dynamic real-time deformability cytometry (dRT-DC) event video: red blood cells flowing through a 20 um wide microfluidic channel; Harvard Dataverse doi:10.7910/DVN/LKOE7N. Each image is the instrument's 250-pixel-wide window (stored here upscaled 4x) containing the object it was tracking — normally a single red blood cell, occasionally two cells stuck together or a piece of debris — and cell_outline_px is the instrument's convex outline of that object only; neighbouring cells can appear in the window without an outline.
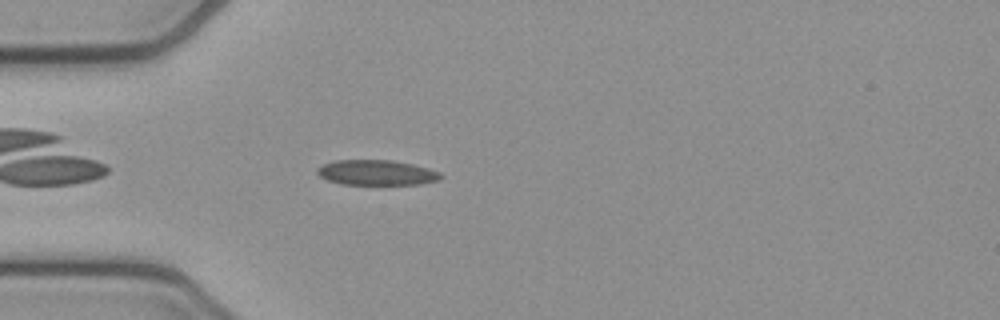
{"species": "common noctule bat (a hibernating species)", "species_latin": "Nyctalus noctula", "temperature_condition": "cold", "stored_images_in_passage": 42, "camera_frame_rate_fps": 3000, "um_per_image_px": 0.085, "animal": {"sex": "female", "body_mass_g": 21.9}, "frame": {"image": 1, "passage_image": 4, "time_ms": 1.0, "image_size_px": [1000, 320], "cell_outline_px": [[444, 176], [440, 180], [420, 184], [340, 184], [328, 180], [320, 176], [316, 172], [316, 168], [324, 164], [336, 160], [392, 160], [412, 164], [428, 168], [440, 172]], "centroid_in_image_um": [32.03, 14.67], "position_along_channel_um": 53.0, "area_um2": 18.15}}
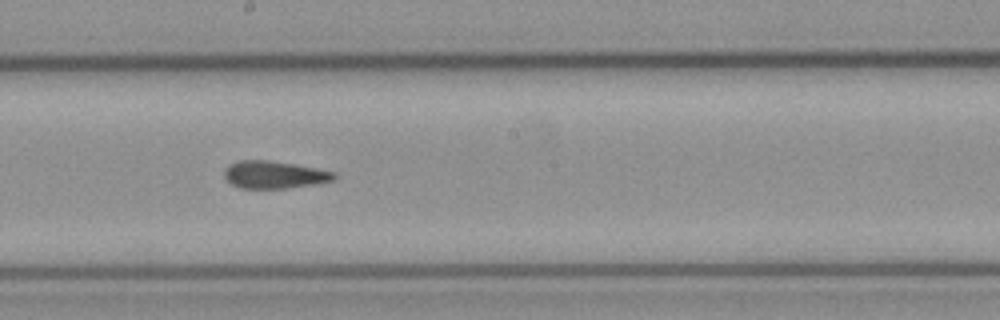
{"frame": {"image": 2, "passage_image": 18, "time_ms": 5.667, "image_size_px": [1000, 320], "cell_outline_px": [[340, 176], [336, 180], [316, 184], [288, 188], [240, 188], [232, 184], [224, 176], [224, 168], [228, 164], [240, 160], [268, 160], [316, 168], [336, 172]], "centroid_in_image_um": [23.36, 14.85], "position_along_channel_um": 224.8, "area_um2": 17.74}}
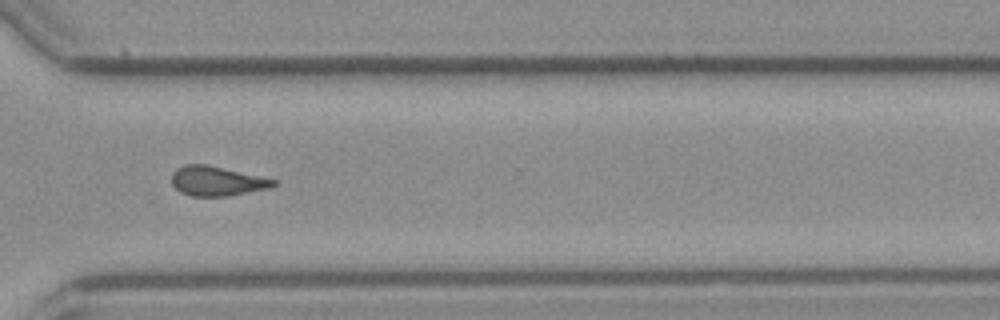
{"frame": {"image": 3, "passage_image": 28, "time_ms": 9.0, "image_size_px": [1000, 320], "cell_outline_px": [[280, 184], [272, 188], [228, 196], [192, 196], [180, 192], [172, 184], [172, 172], [176, 168], [184, 164], [208, 164], [280, 180]], "centroid_in_image_um": [18.51, 15.38], "position_along_channel_um": 352.1, "area_um2": 18.03}, "authors_computed_cell_mechanics": {"area_um2": 17.9469, "velocity_mm_per_s": 3.8264, "shape_relaxation_time_tau1_ms": null, "shape_relaxation_time_tau2_ms": 5.7087, "deformation_change_tau1": null, "deformation_change_tau2": 0.1053}}